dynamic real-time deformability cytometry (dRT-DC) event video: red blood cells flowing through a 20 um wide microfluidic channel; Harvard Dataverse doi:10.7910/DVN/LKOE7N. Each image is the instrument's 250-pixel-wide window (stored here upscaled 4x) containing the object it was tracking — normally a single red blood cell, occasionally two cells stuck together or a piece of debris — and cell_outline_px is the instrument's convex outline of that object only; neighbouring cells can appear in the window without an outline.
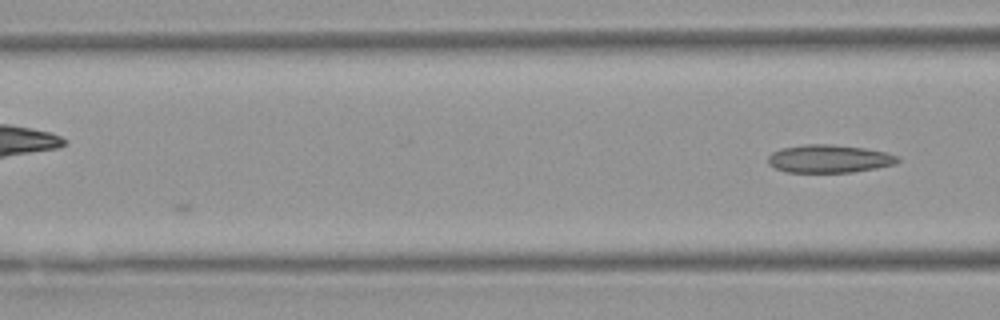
{"species": "Egyptian fruit bat (a non-hibernating species)", "species_latin": "Rousettus aegyptiacus", "temperature_condition": "warm", "stored_images_in_passage": 4, "camera_frame_rate_fps": 3000, "um_per_image_px": 0.085, "animal": {"sex": "female"}, "frame": {"image": 1, "passage_image": 4, "time_ms": 7.667, "image_size_px": [1000, 320], "cell_outline_px": [[900, 160], [896, 164], [876, 168], [852, 172], [784, 172], [768, 164], [768, 156], [772, 152], [780, 148], [804, 144], [832, 144], [864, 148], [884, 152], [896, 156]], "centroid_in_image_um": [70.44, 13.49], "position_along_channel_um": 96.2, "area_um2": 21.15}}